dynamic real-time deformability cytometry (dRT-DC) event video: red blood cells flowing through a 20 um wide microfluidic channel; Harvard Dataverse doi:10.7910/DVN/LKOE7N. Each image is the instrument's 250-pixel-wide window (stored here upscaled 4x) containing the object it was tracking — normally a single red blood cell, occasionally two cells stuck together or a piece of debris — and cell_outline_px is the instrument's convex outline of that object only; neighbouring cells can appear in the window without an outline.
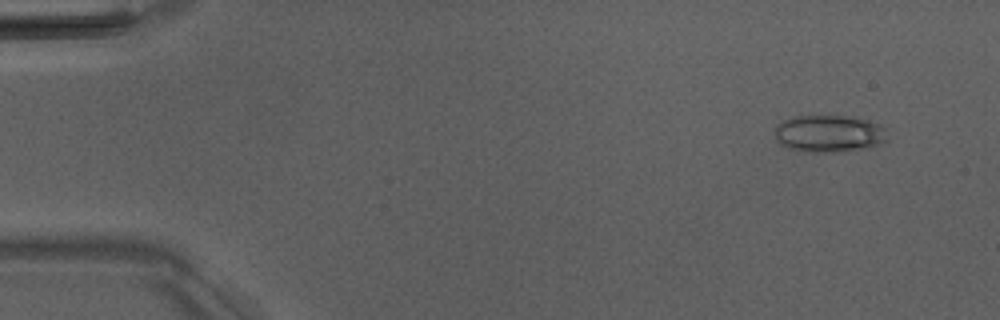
{"species": "Egyptian fruit bat (a non-hibernating species)", "species_latin": "Rousettus aegyptiacus", "temperature_condition": "room temperature", "stored_images_in_passage": 22, "camera_frame_rate_fps": 3000, "um_per_image_px": 0.085, "animal": {"sex": "male"}, "frame": {"image": 1, "passage_image": 4, "time_ms": 1.0, "image_size_px": [1000, 320], "cell_outline_px": [[888, 140], [868, 148], [828, 152], [808, 152], [788, 148], [776, 140], [776, 124], [784, 120], [796, 116], [848, 116], [868, 120], [880, 124], [884, 128]], "centroid_in_image_um": [70.48, 11.35], "position_along_channel_um": 14.5, "area_um2": 24.28}}
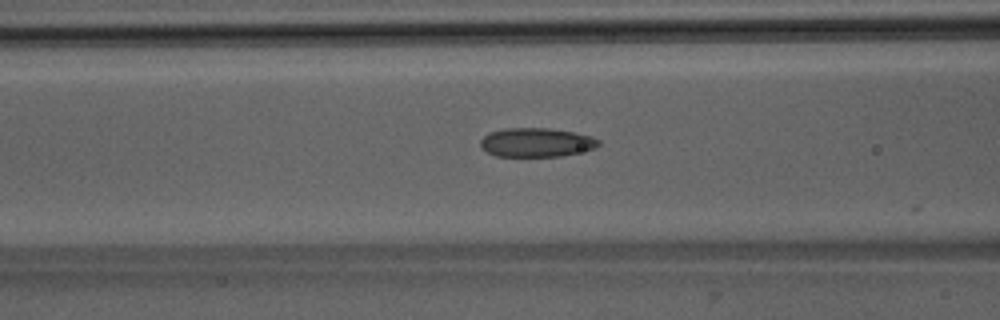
{"frame": {"image": 2, "passage_image": 21, "time_ms": 6.667, "image_size_px": [1000, 320], "cell_outline_px": [[600, 144], [596, 148], [560, 156], [496, 156], [480, 148], [480, 140], [488, 132], [504, 128], [548, 128], [572, 132], [592, 136], [600, 140]], "centroid_in_image_um": [45.57, 12.1], "position_along_channel_um": 121.0, "area_um2": 20.0}}